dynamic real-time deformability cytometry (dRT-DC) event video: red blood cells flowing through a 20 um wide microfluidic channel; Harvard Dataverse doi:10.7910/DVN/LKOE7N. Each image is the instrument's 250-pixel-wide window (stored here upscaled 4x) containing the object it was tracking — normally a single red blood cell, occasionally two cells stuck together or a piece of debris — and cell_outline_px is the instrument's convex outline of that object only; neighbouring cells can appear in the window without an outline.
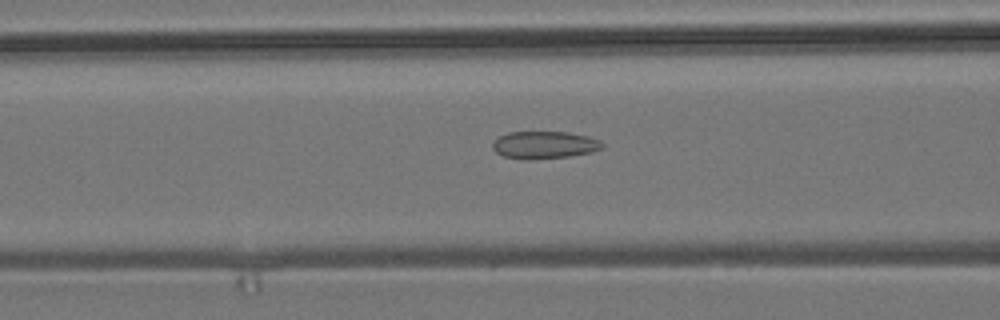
{"species": "common noctule bat (a hibernating species)", "species_latin": "Nyctalus noctula", "temperature_condition": "room temperature", "stored_images_in_passage": 53, "camera_frame_rate_fps": 3000, "um_per_image_px": 0.085, "animal": {"sex": "male", "body_mass_g": 19.2, "forearm_length_mm": 51.8}, "frame": {"image": 1, "passage_image": 19, "time_ms": 6.0, "image_size_px": [1000, 320], "cell_outline_px": [[604, 148], [592, 152], [568, 156], [504, 156], [496, 152], [492, 148], [492, 144], [500, 136], [508, 132], [568, 132], [588, 136], [600, 140], [604, 144]], "centroid_in_image_um": [46.36, 12.26], "position_along_channel_um": 120.2, "area_um2": 16.59}}
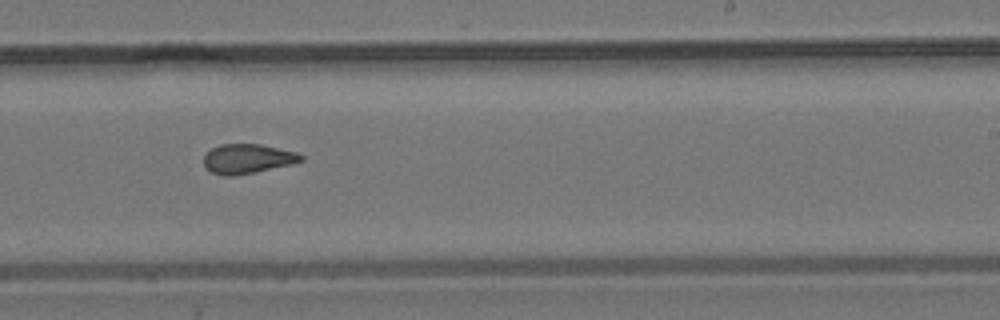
{"frame": {"image": 2, "passage_image": 31, "time_ms": 10.0, "image_size_px": [1000, 320], "cell_outline_px": [[304, 160], [292, 164], [256, 172], [232, 176], [224, 176], [212, 172], [204, 164], [204, 156], [212, 148], [220, 144], [260, 144], [296, 152], [304, 156]], "centroid_in_image_um": [21.06, 13.49], "position_along_channel_um": 267.9, "area_um2": 16.65}}
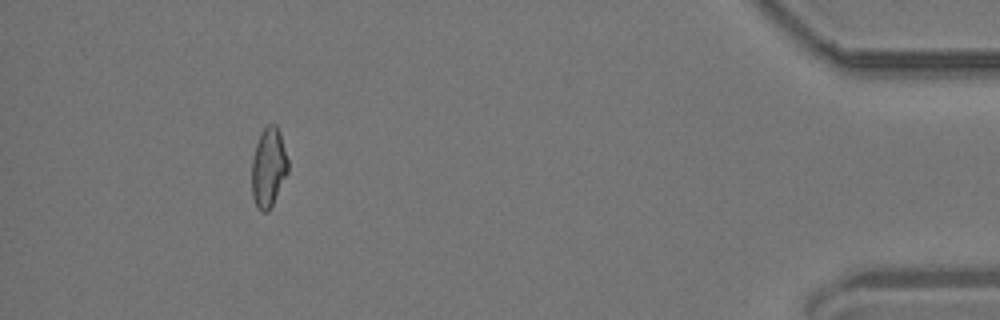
{"frame": {"image": 3, "passage_image": 48, "time_ms": 15.667, "image_size_px": [1000, 320], "cell_outline_px": [[288, 172], [268, 212], [260, 212], [252, 196], [252, 160], [256, 144], [260, 132], [268, 124], [276, 124], [280, 132], [288, 160]], "centroid_in_image_um": [22.82, 14.21], "position_along_channel_um": 412.4, "area_um2": 16.7}, "authors_computed_cell_mechanics": {"area_um2": 17.1666, "velocity_mm_per_s": 3.6894, "shape_relaxation_time_tau1_ms": null, "shape_relaxation_time_tau2_ms": 2.3478, "deformation_change_tau1": null, "deformation_change_tau2": 0.0816}}